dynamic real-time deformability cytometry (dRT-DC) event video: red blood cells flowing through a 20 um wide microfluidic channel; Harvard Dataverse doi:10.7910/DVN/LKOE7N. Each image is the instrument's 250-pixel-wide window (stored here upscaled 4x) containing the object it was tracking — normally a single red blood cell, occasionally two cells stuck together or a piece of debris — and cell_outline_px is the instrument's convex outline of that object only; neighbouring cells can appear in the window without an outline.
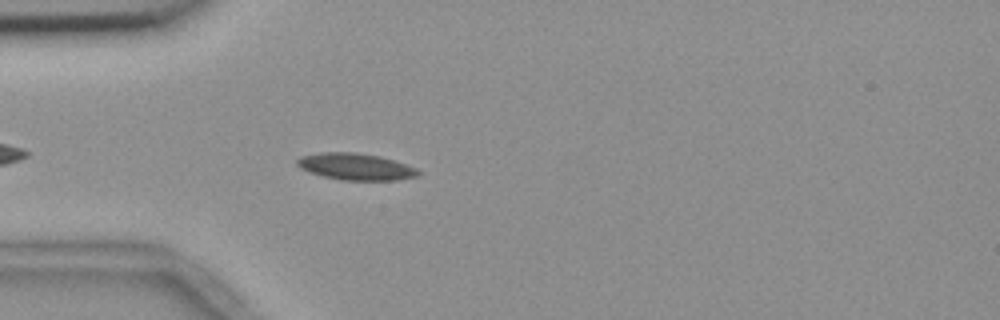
{"species": "common noctule bat (a hibernating species)", "species_latin": "Nyctalus noctula", "temperature_condition": "room temperature", "stored_images_in_passage": 37, "camera_frame_rate_fps": 3000, "um_per_image_px": 0.085, "animal": {"sex": "female", "body_mass_g": 18.4}, "frame": {"image": 1, "passage_image": 6, "time_ms": 1.667, "image_size_px": [1000, 320], "cell_outline_px": [[420, 172], [416, 176], [396, 180], [340, 180], [308, 172], [300, 168], [296, 164], [296, 160], [300, 156], [320, 152], [356, 152], [380, 156], [416, 168]], "centroid_in_image_um": [30.17, 14.16], "position_along_channel_um": 54.8, "area_um2": 18.79}}
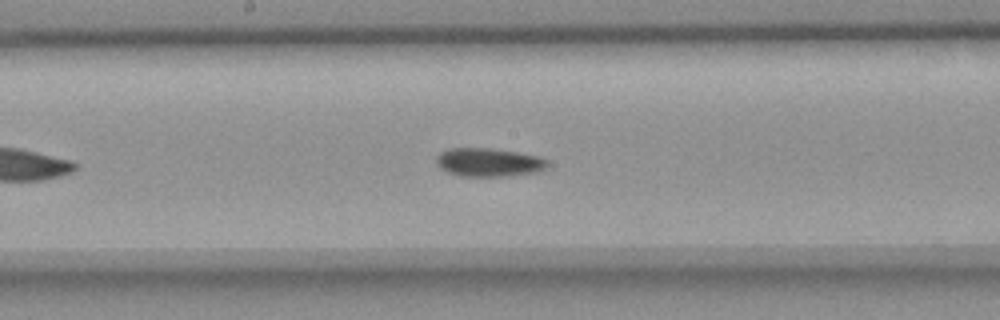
{"frame": {"image": 2, "passage_image": 19, "time_ms": 6.0, "image_size_px": [1000, 320], "cell_outline_px": [[548, 164], [544, 168], [536, 172], [508, 176], [460, 176], [448, 172], [440, 168], [436, 164], [436, 156], [440, 152], [452, 148], [488, 148], [516, 152], [540, 156], [548, 160]], "centroid_in_image_um": [41.52, 13.8], "position_along_channel_um": 206.7, "area_um2": 18.44}}
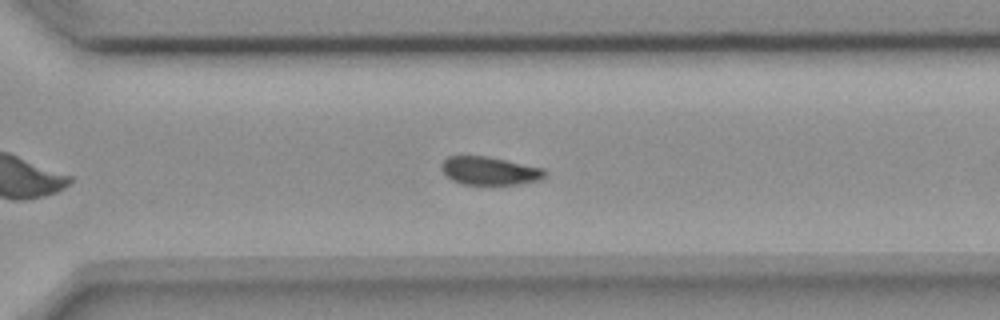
{"frame": {"image": 3, "passage_image": 29, "time_ms": 9.333, "image_size_px": [1000, 320], "cell_outline_px": [[548, 176], [544, 180], [520, 184], [460, 184], [452, 180], [444, 172], [440, 164], [448, 156], [488, 156], [544, 168], [548, 172]], "centroid_in_image_um": [41.7, 14.52], "position_along_channel_um": 328.9, "area_um2": 17.22}, "authors_computed_cell_mechanics": {"area_um2": 18.3226, "velocity_mm_per_s": 3.6611, "shape_relaxation_time_tau1_ms": 6.3261, "shape_relaxation_time_tau2_ms": null, "deformation_change_tau1": 0.1165, "deformation_change_tau2": null}}